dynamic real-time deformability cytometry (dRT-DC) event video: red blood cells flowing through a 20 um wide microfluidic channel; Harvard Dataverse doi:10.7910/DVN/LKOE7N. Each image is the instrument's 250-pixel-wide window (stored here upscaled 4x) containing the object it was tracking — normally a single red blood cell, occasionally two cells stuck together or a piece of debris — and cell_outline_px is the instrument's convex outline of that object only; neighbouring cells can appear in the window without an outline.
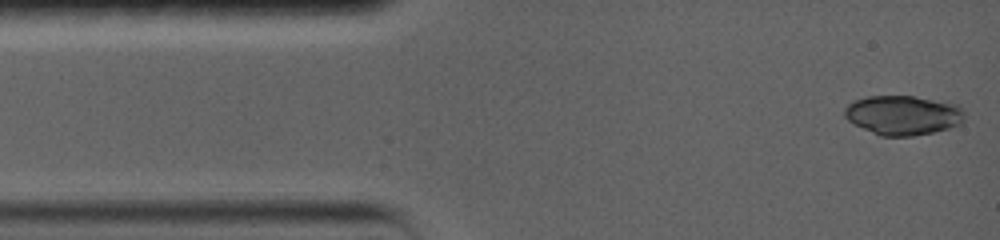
{"species": "common noctule bat (a hibernating species)", "species_latin": "Nyctalus noctula", "temperature_condition": "warm", "stored_images_in_passage": 11, "camera_frame_rate_fps": 5000, "um_per_image_px": 0.085, "animal": {"sex": "female", "body_mass_g": 19.0, "forearm_length_mm": 56.7}, "frame": {"image": 1, "passage_image": 1, "time_ms": 0.0, "image_size_px": [1000, 240], "cell_outline_px": [[964, 120], [960, 124], [948, 128], [932, 132], [912, 136], [880, 136], [848, 120], [844, 116], [844, 108], [852, 100], [868, 96], [912, 96], [956, 104], [964, 112]], "centroid_in_image_um": [76.73, 9.78], "position_along_channel_um": 8.3, "area_um2": 27.4}}
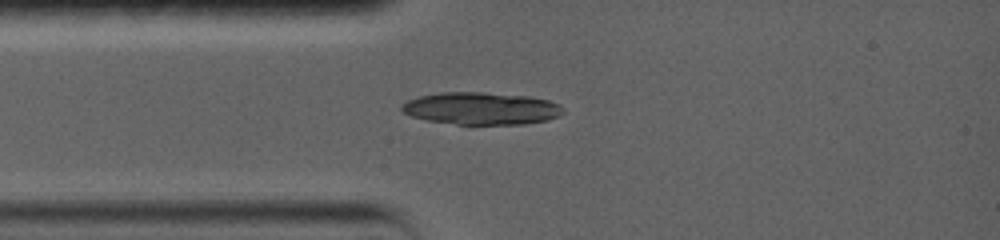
{"frame": {"image": 2, "passage_image": 11, "time_ms": 2.8, "image_size_px": [1000, 240], "cell_outline_px": [[564, 112], [560, 116], [548, 120], [524, 124], [456, 124], [424, 120], [412, 116], [404, 112], [400, 108], [408, 100], [420, 96], [440, 92], [484, 92], [528, 96], [548, 100], [560, 104], [564, 108]], "centroid_in_image_um": [40.95, 9.22], "position_along_channel_um": 44.1, "area_um2": 30.52}}